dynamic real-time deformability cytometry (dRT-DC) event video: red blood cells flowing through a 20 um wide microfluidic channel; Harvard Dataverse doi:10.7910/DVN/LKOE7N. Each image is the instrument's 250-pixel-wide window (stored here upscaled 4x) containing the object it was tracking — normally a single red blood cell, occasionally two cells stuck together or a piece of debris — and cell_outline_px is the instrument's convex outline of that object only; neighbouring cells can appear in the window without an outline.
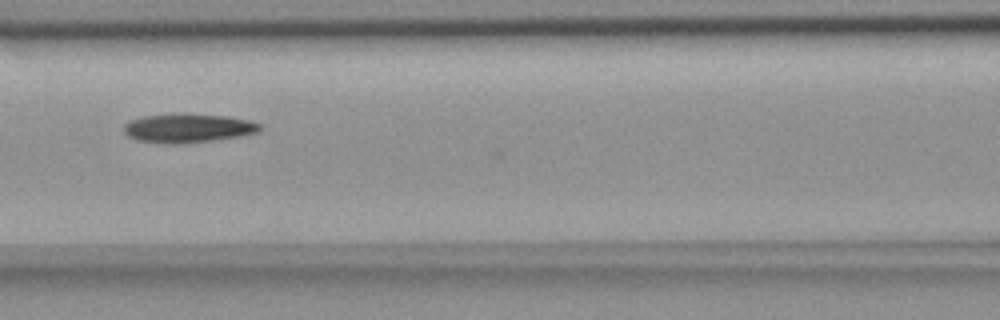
{"species": "common noctule bat (a hibernating species)", "species_latin": "Nyctalus noctula", "temperature_condition": "room temperature", "stored_images_in_passage": 8, "camera_frame_rate_fps": 3000, "um_per_image_px": 0.085, "animal": {"sex": "female", "body_mass_g": 18.4}, "frame": {"image": 1, "passage_image": 5, "time_ms": 1.333, "image_size_px": [1000, 320], "cell_outline_px": [[264, 128], [260, 132], [240, 136], [184, 144], [164, 144], [136, 140], [128, 136], [124, 132], [124, 124], [128, 120], [144, 116], [228, 116], [248, 120], [260, 124]], "centroid_in_image_um": [15.99, 10.94], "position_along_channel_um": 150.6, "area_um2": 22.31}}